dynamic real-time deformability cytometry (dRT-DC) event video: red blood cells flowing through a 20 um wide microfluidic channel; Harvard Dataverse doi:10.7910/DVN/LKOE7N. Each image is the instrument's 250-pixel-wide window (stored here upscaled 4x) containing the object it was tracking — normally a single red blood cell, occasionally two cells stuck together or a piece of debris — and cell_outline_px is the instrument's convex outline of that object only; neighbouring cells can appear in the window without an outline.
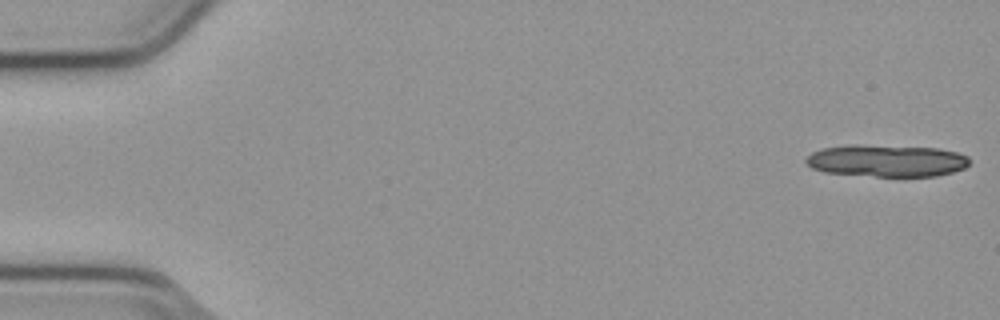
{"species": "common noctule bat (a hibernating species)", "species_latin": "Nyctalus noctula", "temperature_condition": "cold", "stored_images_in_passage": 14, "camera_frame_rate_fps": 3000, "um_per_image_px": 0.085, "animal": {"sex": "male", "body_mass_g": 23.1, "forearm_length_mm": 52.7}, "frame": {"image": 1, "passage_image": 1, "time_ms": 0.0, "image_size_px": [1000, 320], "cell_outline_px": [[968, 164], [964, 168], [952, 172], [936, 176], [876, 176], [824, 172], [812, 168], [804, 160], [812, 152], [824, 148], [856, 144], [936, 148], [956, 152], [968, 156]], "centroid_in_image_um": [75.36, 13.66], "position_along_channel_um": 9.6, "area_um2": 30.35}}